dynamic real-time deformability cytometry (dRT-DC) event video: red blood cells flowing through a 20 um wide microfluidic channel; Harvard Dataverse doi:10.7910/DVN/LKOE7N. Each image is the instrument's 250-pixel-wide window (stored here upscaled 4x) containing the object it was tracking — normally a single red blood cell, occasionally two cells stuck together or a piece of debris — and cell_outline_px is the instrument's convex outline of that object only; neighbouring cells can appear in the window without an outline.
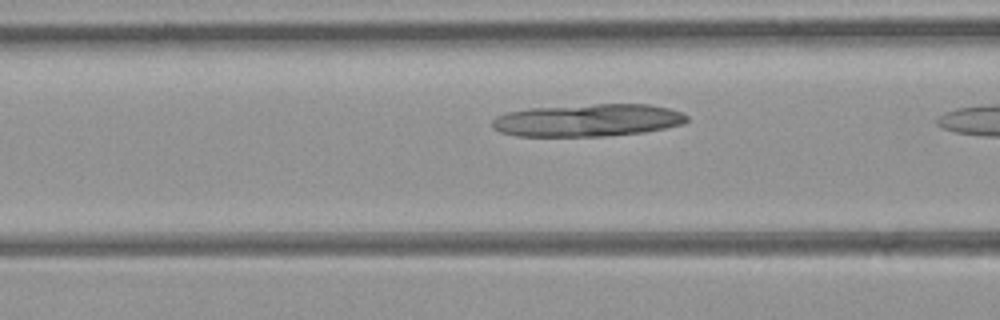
{"species": "common noctule bat (a hibernating species)", "species_latin": "Nyctalus noctula", "temperature_condition": "room temperature", "stored_images_in_passage": 11, "camera_frame_rate_fps": 3000, "um_per_image_px": 0.085, "animal": {"sex": "female", "body_mass_g": 21.9}, "frame": {"image": 1, "passage_image": 10, "time_ms": 3.0, "image_size_px": [1000, 320], "cell_outline_px": [[688, 120], [684, 124], [644, 132], [604, 136], [516, 136], [500, 132], [492, 128], [492, 120], [496, 116], [504, 112], [528, 108], [596, 104], [648, 104], [668, 108], [680, 112], [688, 116]], "centroid_in_image_um": [49.92, 10.22], "position_along_channel_um": 116.7, "area_um2": 37.05}}